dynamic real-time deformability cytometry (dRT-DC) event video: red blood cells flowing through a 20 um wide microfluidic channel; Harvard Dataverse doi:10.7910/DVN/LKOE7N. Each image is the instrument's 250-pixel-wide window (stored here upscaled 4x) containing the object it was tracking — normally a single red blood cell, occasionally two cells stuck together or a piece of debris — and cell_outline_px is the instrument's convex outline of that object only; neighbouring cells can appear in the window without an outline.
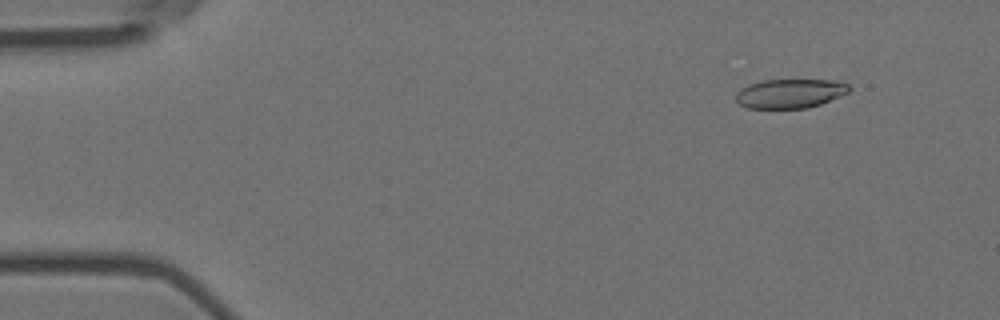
{"species": "Egyptian fruit bat (a non-hibernating species)", "species_latin": "Rousettus aegyptiacus", "temperature_condition": "room temperature", "stored_images_in_passage": 5, "camera_frame_rate_fps": 3000, "um_per_image_px": 0.085, "animal": {"sex": "female"}, "frame": {"image": 1, "passage_image": 2, "time_ms": 0.333, "image_size_px": [1000, 320], "cell_outline_px": [[852, 88], [848, 92], [840, 96], [820, 104], [808, 108], [748, 108], [740, 104], [736, 100], [736, 92], [740, 88], [748, 84], [764, 80], [836, 80], [848, 84]], "centroid_in_image_um": [67.15, 7.94], "position_along_channel_um": 17.8, "area_um2": 19.31}}
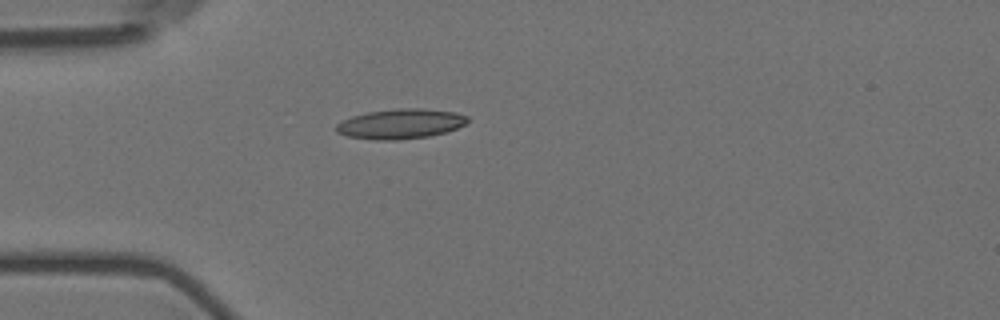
{"frame": {"image": 2, "passage_image": 5, "time_ms": 1.333, "image_size_px": [1000, 320], "cell_outline_px": [[468, 120], [464, 124], [456, 128], [444, 132], [428, 136], [396, 140], [376, 140], [348, 136], [336, 132], [336, 124], [352, 116], [368, 112], [396, 108], [424, 108], [456, 112], [468, 116]], "centroid_in_image_um": [34.04, 10.51], "position_along_channel_um": 51.0, "area_um2": 22.77}}